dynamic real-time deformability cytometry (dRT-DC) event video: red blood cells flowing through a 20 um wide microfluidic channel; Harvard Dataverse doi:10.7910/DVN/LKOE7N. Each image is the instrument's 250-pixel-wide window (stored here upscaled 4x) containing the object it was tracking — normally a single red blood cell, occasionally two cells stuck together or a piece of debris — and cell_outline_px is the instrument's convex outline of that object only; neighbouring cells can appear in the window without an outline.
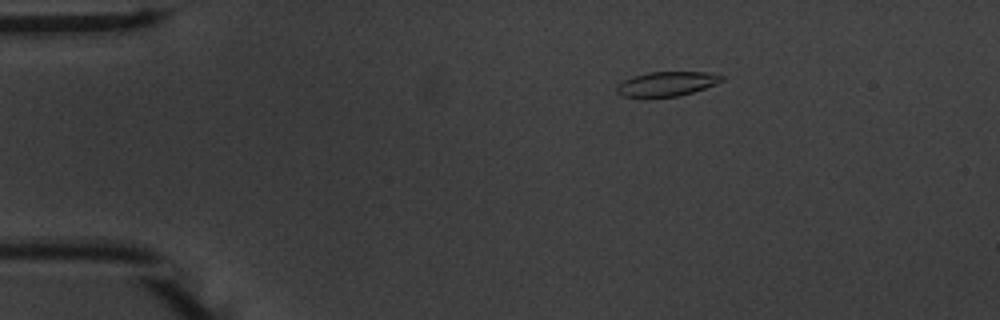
{"species": "common noctule bat (a hibernating species)", "species_latin": "Nyctalus noctula", "temperature_condition": "warm", "stored_images_in_passage": 47, "camera_frame_rate_fps": 3000, "um_per_image_px": 0.085, "animal": {"sex": "male", "body_mass_g": 20.1, "forearm_length_mm": 53.5}, "frame": {"image": 1, "passage_image": 2, "time_ms": 0.333, "image_size_px": [1000, 320], "cell_outline_px": [[724, 80], [716, 84], [692, 92], [676, 96], [624, 96], [616, 92], [616, 84], [632, 76], [648, 72], [704, 72], [724, 76]], "centroid_in_image_um": [56.66, 7.11], "position_along_channel_um": 28.3, "area_um2": 14.74}}
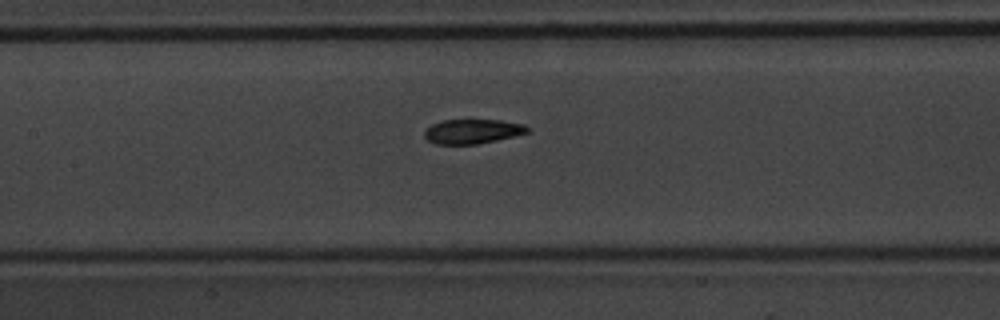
{"frame": {"image": 2, "passage_image": 18, "time_ms": 5.667, "image_size_px": [1000, 320], "cell_outline_px": [[528, 132], [496, 140], [476, 144], [436, 144], [428, 140], [424, 136], [424, 132], [432, 124], [440, 120], [500, 120], [524, 124], [528, 128]], "centroid_in_image_um": [40.13, 11.16], "position_along_channel_um": 167.3, "area_um2": 14.51}}
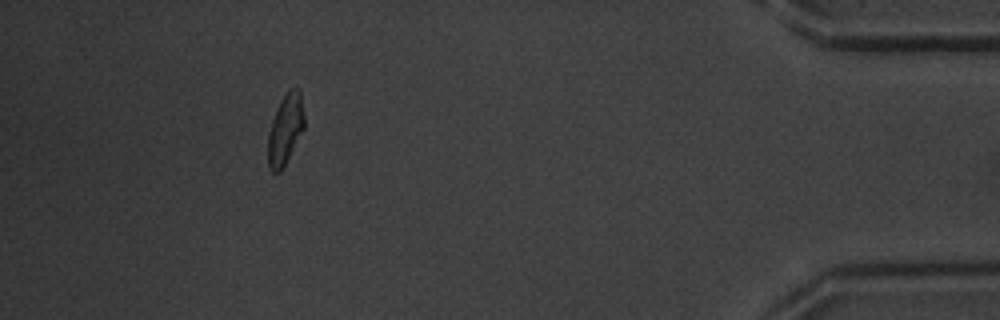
{"frame": {"image": 3, "passage_image": 42, "time_ms": 13.667, "image_size_px": [1000, 320], "cell_outline_px": [[304, 128], [280, 172], [272, 172], [268, 168], [268, 132], [276, 108], [280, 100], [288, 88], [300, 88], [304, 116]], "centroid_in_image_um": [24.24, 10.95], "position_along_channel_um": 411.0, "area_um2": 14.91}, "authors_computed_cell_mechanics": {"area_um2": 15.3748, "velocity_mm_per_s": 3.7357, "shape_relaxation_time_tau1_ms": 3.17, "shape_relaxation_time_tau2_ms": 1.2775, "deformation_change_tau1": 0.1461, "deformation_change_tau2": 0.07}}